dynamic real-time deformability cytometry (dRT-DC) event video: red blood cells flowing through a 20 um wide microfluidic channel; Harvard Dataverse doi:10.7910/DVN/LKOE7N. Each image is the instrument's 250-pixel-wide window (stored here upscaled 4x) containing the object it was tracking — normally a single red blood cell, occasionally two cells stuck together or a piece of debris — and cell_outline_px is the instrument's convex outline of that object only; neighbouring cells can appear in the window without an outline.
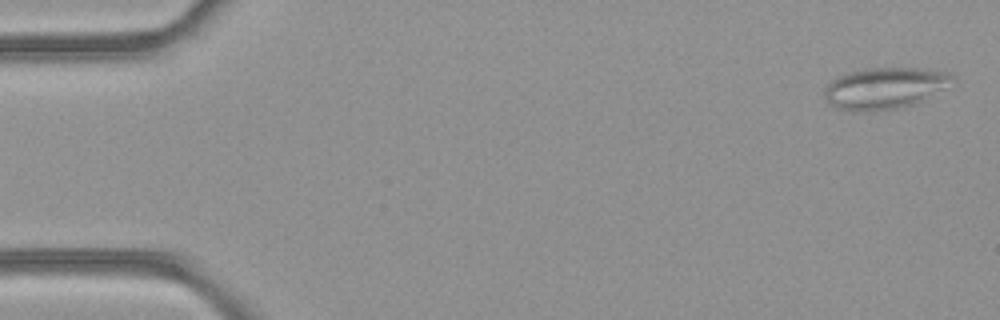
{"species": "common noctule bat (a hibernating species)", "species_latin": "Nyctalus noctula", "temperature_condition": "room temperature", "stored_images_in_passage": 5, "camera_frame_rate_fps": 3000, "um_per_image_px": 0.085, "animal": {"sex": "female", "body_mass_g": 21.9}, "frame": {"image": 1, "passage_image": 1, "time_ms": 0.0, "image_size_px": [1000, 320], "cell_outline_px": [[952, 76], [940, 88], [924, 100], [900, 108], [872, 112], [856, 112], [836, 108], [828, 104], [824, 100], [824, 88], [832, 80], [840, 76], [852, 72], [872, 68], [916, 68], [948, 72]], "centroid_in_image_um": [75.06, 7.53], "position_along_channel_um": 9.9, "area_um2": 30.35}}